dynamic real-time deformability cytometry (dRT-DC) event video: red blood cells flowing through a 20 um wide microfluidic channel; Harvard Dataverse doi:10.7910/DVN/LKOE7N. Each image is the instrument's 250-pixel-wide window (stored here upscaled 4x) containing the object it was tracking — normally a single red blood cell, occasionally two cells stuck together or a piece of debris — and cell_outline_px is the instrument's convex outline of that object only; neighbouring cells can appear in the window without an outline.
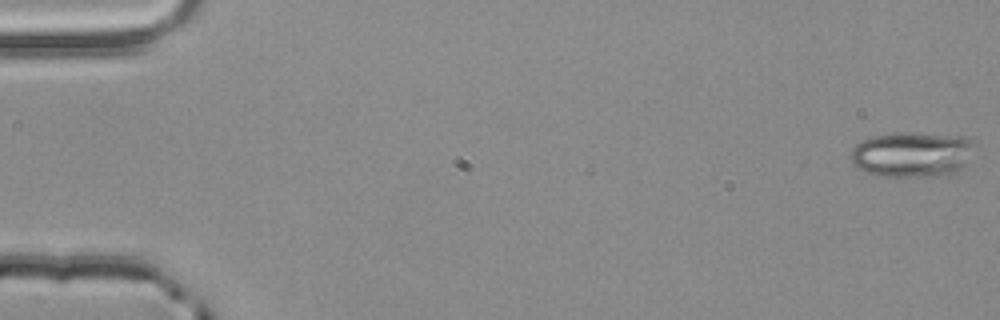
{"species": "common noctule bat (a hibernating species)", "species_latin": "Nyctalus noctula", "temperature_condition": "room temperature", "stored_images_in_passage": 54, "camera_frame_rate_fps": 3000, "um_per_image_px": 0.085, "animal": {"sex": "male", "body_mass_g": 20.4}, "frame": {"image": 1, "passage_image": 1, "time_ms": 0.0, "image_size_px": [1000, 320], "cell_outline_px": [[972, 144], [964, 164], [956, 172], [936, 176], [884, 176], [864, 172], [856, 168], [852, 164], [848, 156], [852, 148], [856, 144], [872, 136], [964, 136], [972, 140]], "centroid_in_image_um": [77.41, 13.19], "position_along_channel_um": 7.6, "area_um2": 31.1}}
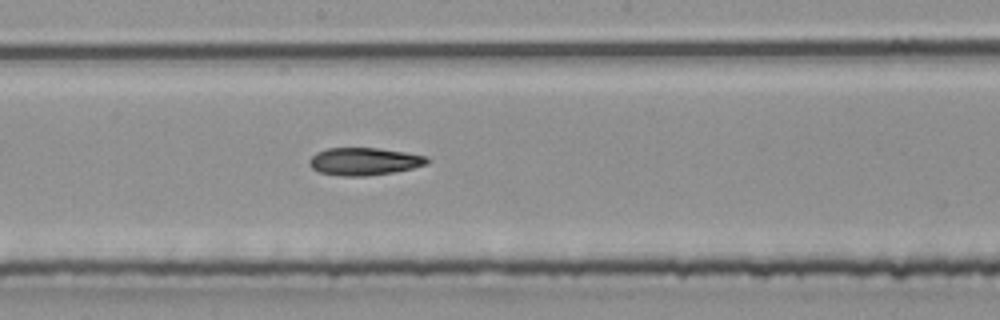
{"frame": {"image": 2, "passage_image": 30, "time_ms": 9.667, "image_size_px": [1000, 320], "cell_outline_px": [[432, 160], [428, 164], [412, 168], [392, 172], [368, 176], [340, 176], [320, 172], [312, 168], [308, 164], [308, 160], [316, 152], [328, 148], [380, 148], [428, 156]], "centroid_in_image_um": [30.97, 13.72], "position_along_channel_um": 217.2, "area_um2": 19.07}}
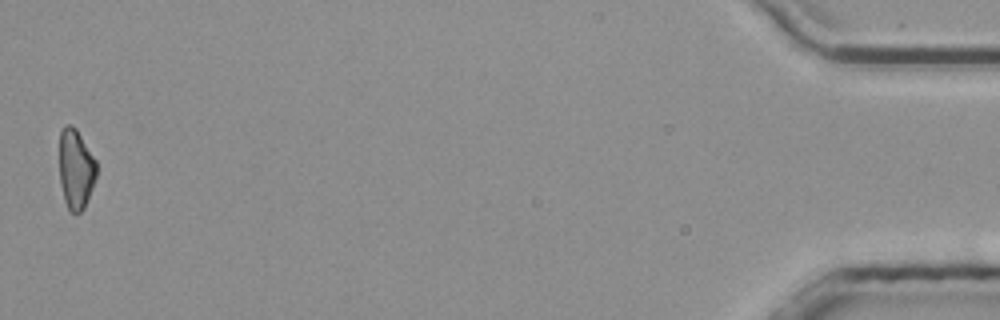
{"frame": {"image": 3, "passage_image": 54, "time_ms": 17.667, "image_size_px": [1000, 320], "cell_outline_px": [[96, 176], [92, 188], [84, 208], [80, 212], [72, 212], [68, 208], [64, 200], [60, 184], [60, 132], [64, 124], [72, 124], [76, 128], [96, 160]], "centroid_in_image_um": [6.44, 14.34], "position_along_channel_um": 428.8, "area_um2": 17.22}}